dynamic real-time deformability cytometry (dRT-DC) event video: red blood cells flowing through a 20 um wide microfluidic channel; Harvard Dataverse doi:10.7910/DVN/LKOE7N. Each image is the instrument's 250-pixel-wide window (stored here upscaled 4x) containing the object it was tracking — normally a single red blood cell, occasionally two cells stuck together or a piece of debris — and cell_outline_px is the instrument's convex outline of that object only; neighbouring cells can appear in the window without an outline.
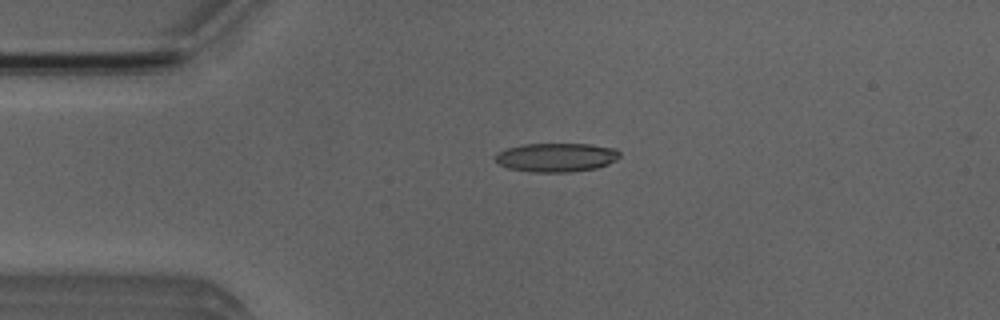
{"species": "Egyptian fruit bat (a non-hibernating species)", "species_latin": "Rousettus aegyptiacus", "temperature_condition": "room temperature", "stored_images_in_passage": 36, "camera_frame_rate_fps": 3000, "um_per_image_px": 0.085, "animal": {"sex": "male"}, "frame": {"image": 1, "passage_image": 1, "time_ms": 0.0, "image_size_px": [1000, 320], "cell_outline_px": [[620, 156], [616, 160], [608, 164], [596, 168], [572, 172], [532, 172], [508, 168], [500, 164], [496, 160], [496, 152], [508, 148], [524, 144], [588, 144], [616, 148], [620, 152]], "centroid_in_image_um": [47.31, 13.38], "position_along_channel_um": 37.7, "area_um2": 20.92}}
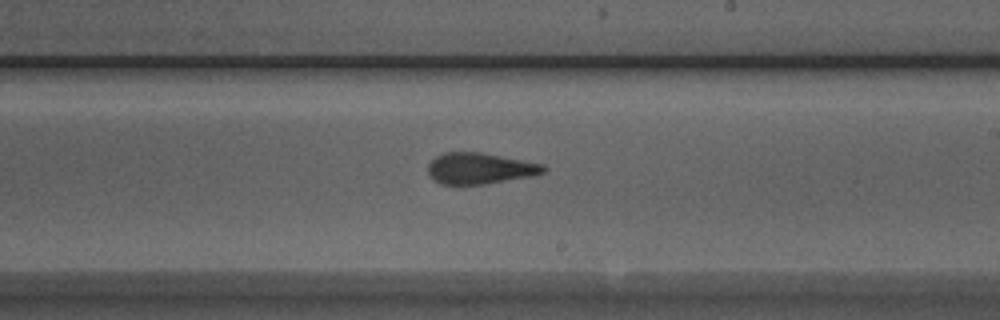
{"frame": {"image": 2, "passage_image": 19, "time_ms": 6.0, "image_size_px": [1000, 320], "cell_outline_px": [[548, 168], [544, 172], [532, 176], [484, 184], [440, 184], [428, 172], [428, 164], [436, 156], [444, 152], [480, 152], [544, 164]], "centroid_in_image_um": [40.81, 14.31], "position_along_channel_um": 248.2, "area_um2": 20.81}}
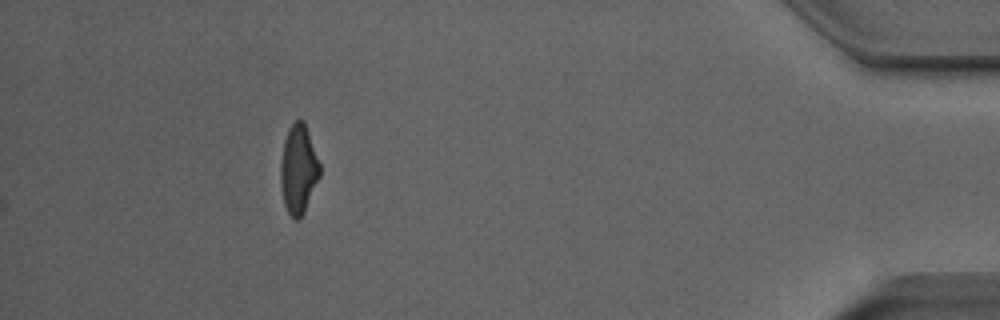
{"frame": {"image": 3, "passage_image": 36, "time_ms": 11.667, "image_size_px": [1000, 320], "cell_outline_px": [[320, 176], [304, 212], [296, 220], [288, 212], [284, 204], [280, 180], [280, 164], [284, 140], [288, 128], [296, 120], [304, 120], [320, 164]], "centroid_in_image_um": [25.36, 14.36], "position_along_channel_um": 409.8, "area_um2": 20.17}, "authors_computed_cell_mechanics": {"area_um2": 21.1548, "velocity_mm_per_s": 3.9727, "shape_relaxation_time_tau1_ms": null, "shape_relaxation_time_tau2_ms": 1.8751, "deformation_change_tau1": null, "deformation_change_tau2": 0.1173}}